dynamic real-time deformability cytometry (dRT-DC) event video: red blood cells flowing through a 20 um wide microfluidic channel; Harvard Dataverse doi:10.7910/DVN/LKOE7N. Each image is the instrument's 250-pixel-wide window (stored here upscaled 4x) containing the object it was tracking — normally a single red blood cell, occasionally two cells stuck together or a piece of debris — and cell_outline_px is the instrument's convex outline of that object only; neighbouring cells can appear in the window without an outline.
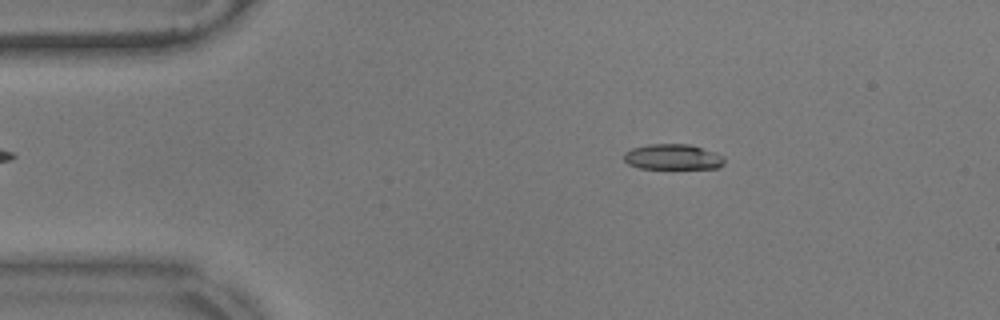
{"species": "common noctule bat (a hibernating species)", "species_latin": "Nyctalus noctula", "temperature_condition": "warm", "stored_images_in_passage": 51, "camera_frame_rate_fps": 3000, "um_per_image_px": 0.085, "animal": {"sex": "male", "body_mass_g": 17.9}, "frame": {"image": 1, "passage_image": 4, "time_ms": 1.0, "image_size_px": [1000, 320], "cell_outline_px": [[724, 164], [720, 168], [640, 168], [628, 164], [624, 160], [624, 152], [632, 148], [648, 144], [688, 144], [716, 152], [724, 156]], "centroid_in_image_um": [57.2, 13.33], "position_along_channel_um": 27.8, "area_um2": 14.97}}
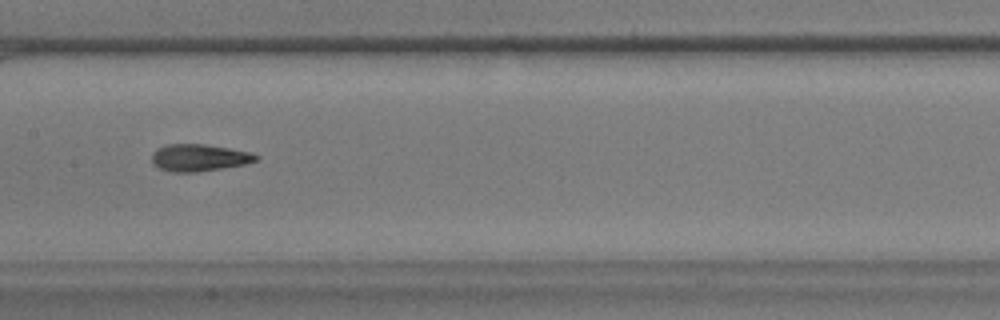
{"frame": {"image": 2, "passage_image": 22, "time_ms": 7.0, "image_size_px": [1000, 320], "cell_outline_px": [[260, 156], [256, 160], [244, 164], [196, 172], [172, 172], [160, 168], [152, 164], [152, 152], [156, 148], [168, 144], [204, 144], [228, 148], [248, 152]], "centroid_in_image_um": [16.86, 13.4], "position_along_channel_um": 190.5, "area_um2": 16.24}}
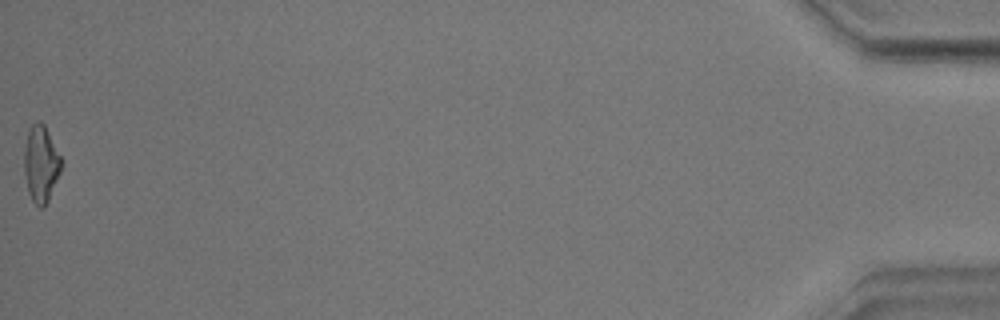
{"frame": {"image": 3, "passage_image": 51, "time_ms": 16.667, "image_size_px": [1000, 320], "cell_outline_px": [[64, 164], [48, 200], [44, 208], [40, 208], [32, 200], [28, 192], [24, 172], [24, 152], [28, 132], [32, 124], [36, 120], [40, 120], [44, 124]], "centroid_in_image_um": [3.48, 13.93], "position_along_channel_um": 431.7, "area_um2": 16.53}, "authors_computed_cell_mechanics": {"area_um2": 16.1262, "velocity_mm_per_s": 3.5664, "shape_relaxation_time_tau1_ms": 9.6177, "shape_relaxation_time_tau2_ms": 2.5223, "deformation_change_tau1": 0.2493, "deformation_change_tau2": 0.1149}}